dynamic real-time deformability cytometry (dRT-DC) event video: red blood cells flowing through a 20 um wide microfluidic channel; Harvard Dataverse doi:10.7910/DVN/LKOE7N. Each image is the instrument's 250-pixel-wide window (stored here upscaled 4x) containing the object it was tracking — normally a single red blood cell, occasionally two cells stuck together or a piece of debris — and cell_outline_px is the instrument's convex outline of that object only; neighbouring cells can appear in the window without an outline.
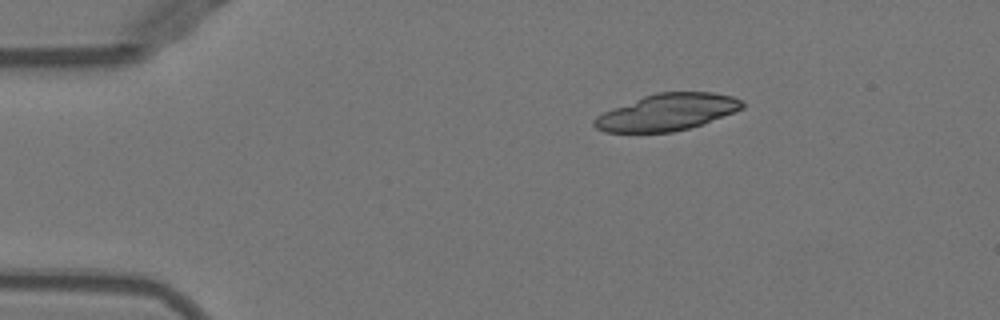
{"species": "Egyptian fruit bat (a non-hibernating species)", "species_latin": "Rousettus aegyptiacus", "temperature_condition": "warm", "stored_images_in_passage": 42, "camera_frame_rate_fps": 3000, "um_per_image_px": 0.085, "animal": {"sex": "female"}, "frame": {"image": 1, "passage_image": 1, "time_ms": 0.0, "image_size_px": [1000, 320], "cell_outline_px": [[744, 108], [704, 124], [672, 132], [604, 132], [596, 128], [592, 124], [592, 120], [596, 116], [612, 108], [644, 96], [656, 92], [712, 92], [732, 96], [744, 100]], "centroid_in_image_um": [56.72, 9.53], "position_along_channel_um": 28.3, "area_um2": 31.73}}